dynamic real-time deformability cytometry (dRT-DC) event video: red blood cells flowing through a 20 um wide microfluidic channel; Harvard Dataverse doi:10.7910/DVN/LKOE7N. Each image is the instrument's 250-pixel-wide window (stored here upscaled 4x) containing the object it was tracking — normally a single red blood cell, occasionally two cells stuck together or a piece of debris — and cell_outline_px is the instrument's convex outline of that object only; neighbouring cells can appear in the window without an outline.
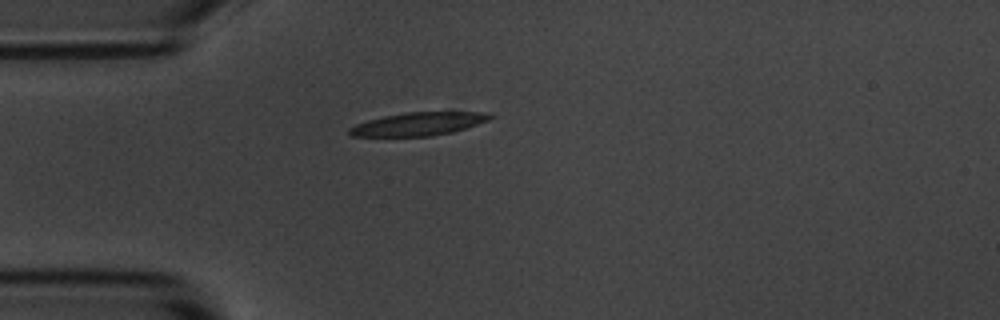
{"species": "common noctule bat (a hibernating species)", "species_latin": "Nyctalus noctula", "temperature_condition": "room temperature", "stored_images_in_passage": 1, "camera_frame_rate_fps": 3000, "um_per_image_px": 0.085, "animal": {"sex": "male", "body_mass_g": 20.1, "forearm_length_mm": 53.5}, "frame": {"image": 1, "passage_image": 1, "time_ms": 0.0, "image_size_px": [1000, 320], "cell_outline_px": [[496, 116], [488, 120], [452, 132], [428, 136], [352, 136], [348, 132], [348, 128], [356, 124], [368, 120], [384, 116], [404, 112], [484, 112]], "centroid_in_image_um": [35.54, 10.53], "position_along_channel_um": 49.5, "area_um2": 18.79}}